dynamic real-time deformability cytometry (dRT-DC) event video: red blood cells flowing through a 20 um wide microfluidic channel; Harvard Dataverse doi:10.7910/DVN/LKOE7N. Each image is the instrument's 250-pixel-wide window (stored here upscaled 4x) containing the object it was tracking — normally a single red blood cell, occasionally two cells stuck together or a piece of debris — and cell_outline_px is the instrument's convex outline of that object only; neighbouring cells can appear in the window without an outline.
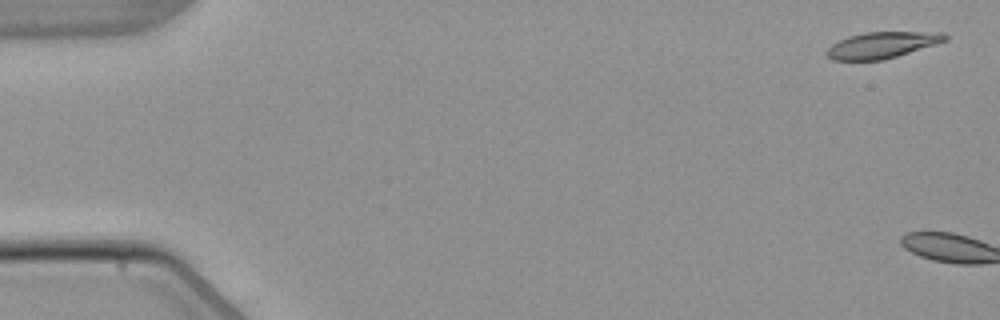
{"species": "common noctule bat (a hibernating species)", "species_latin": "Nyctalus noctula", "temperature_condition": "warm", "stored_images_in_passage": 2, "camera_frame_rate_fps": 3000, "um_per_image_px": 0.085, "animal": {"sex": "male", "body_mass_g": 21.5, "forearm_length_mm": 52.0}, "frame": {"image": 1, "passage_image": 1, "time_ms": 0.0, "image_size_px": [1000, 320], "cell_outline_px": [[948, 40], [936, 44], [896, 56], [880, 60], [832, 60], [824, 52], [832, 44], [848, 36], [864, 32], [944, 32], [948, 36]], "centroid_in_image_um": [74.97, 3.82], "position_along_channel_um": 10.0, "area_um2": 18.03}}